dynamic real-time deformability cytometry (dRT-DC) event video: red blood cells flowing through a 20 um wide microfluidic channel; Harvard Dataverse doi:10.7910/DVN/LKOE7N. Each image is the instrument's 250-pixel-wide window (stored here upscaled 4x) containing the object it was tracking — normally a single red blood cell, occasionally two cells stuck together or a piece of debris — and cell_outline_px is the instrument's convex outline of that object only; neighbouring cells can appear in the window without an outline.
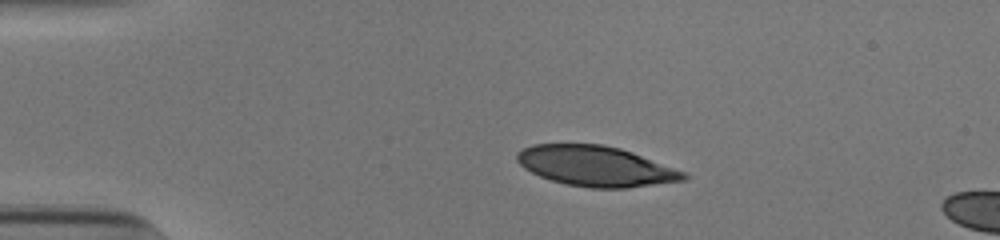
{"species": "human", "species_latin": "Homo sapiens", "temperature_condition": "cold", "stored_images_in_passage": 16, "camera_frame_rate_fps": 3000, "um_per_image_px": 0.085, "donor": {"sex": "male"}, "frame": {"image": 1, "passage_image": 10, "time_ms": 3.0, "image_size_px": [1000, 240], "cell_outline_px": [[688, 176], [684, 180], [624, 188], [592, 188], [564, 184], [540, 176], [524, 168], [516, 160], [516, 152], [532, 144], [600, 144], [620, 148], [632, 152], [684, 172]], "centroid_in_image_um": [50.59, 14.11], "position_along_channel_um": 34.4, "area_um2": 38.73}}